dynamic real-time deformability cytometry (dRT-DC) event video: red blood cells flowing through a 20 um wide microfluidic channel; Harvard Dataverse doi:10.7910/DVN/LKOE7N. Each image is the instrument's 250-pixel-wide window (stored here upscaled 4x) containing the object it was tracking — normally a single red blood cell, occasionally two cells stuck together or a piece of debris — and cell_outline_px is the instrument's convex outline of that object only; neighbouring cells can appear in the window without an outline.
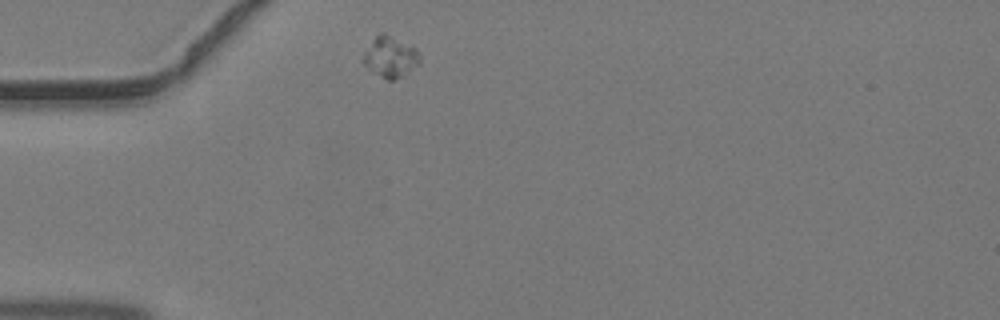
{"species": "common noctule bat (a hibernating species)", "species_latin": "Nyctalus noctula", "temperature_condition": "warm", "stored_images_in_passage": 29, "camera_frame_rate_fps": 3000, "um_per_image_px": 0.085, "animal": {"sex": "male", "body_mass_g": 19.2, "forearm_length_mm": 51.8}, "frame": {"image": 1, "passage_image": 1, "time_ms": 0.0, "image_size_px": [1000, 320], "cell_outline_px": [[420, 64], [404, 76], [392, 80], [388, 80], [372, 72], [360, 60], [364, 52], [372, 40], [380, 32], [384, 32], [416, 48], [420, 56]], "centroid_in_image_um": [33.17, 4.85], "position_along_channel_um": 51.8, "area_um2": 13.64}}
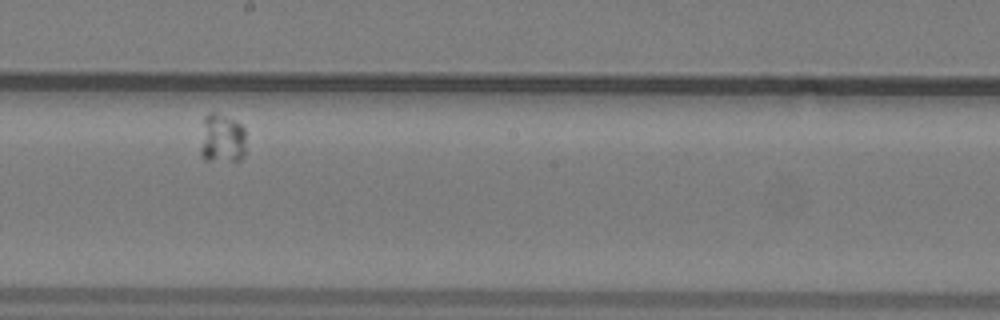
{"frame": {"image": 2, "passage_image": 16, "time_ms": 5.0, "image_size_px": [1000, 320], "cell_outline_px": [[244, 156], [240, 160], [204, 160], [200, 156], [200, 148], [204, 116], [208, 112], [216, 112], [236, 120], [244, 128]], "centroid_in_image_um": [18.84, 11.75], "position_along_channel_um": 229.4, "area_um2": 13.24}}
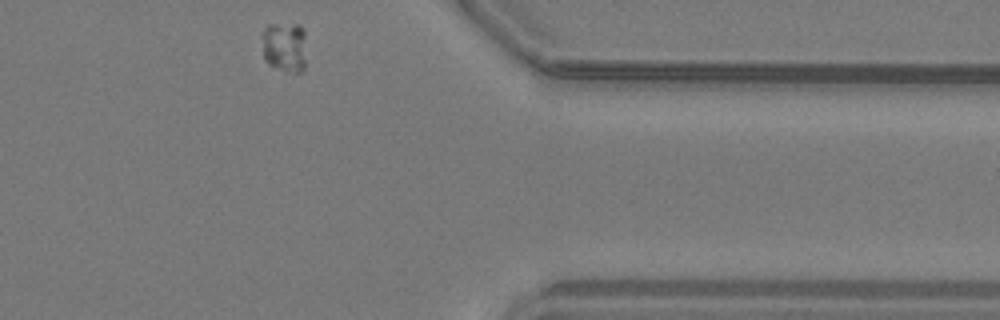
{"frame": {"image": 3, "passage_image": 29, "time_ms": 9.333, "image_size_px": [1000, 320], "cell_outline_px": [[304, 68], [300, 72], [292, 72], [268, 64], [264, 60], [260, 36], [264, 28], [268, 24], [300, 24], [304, 28]], "centroid_in_image_um": [24.14, 3.94], "position_along_channel_um": 387.3, "area_um2": 13.18}}